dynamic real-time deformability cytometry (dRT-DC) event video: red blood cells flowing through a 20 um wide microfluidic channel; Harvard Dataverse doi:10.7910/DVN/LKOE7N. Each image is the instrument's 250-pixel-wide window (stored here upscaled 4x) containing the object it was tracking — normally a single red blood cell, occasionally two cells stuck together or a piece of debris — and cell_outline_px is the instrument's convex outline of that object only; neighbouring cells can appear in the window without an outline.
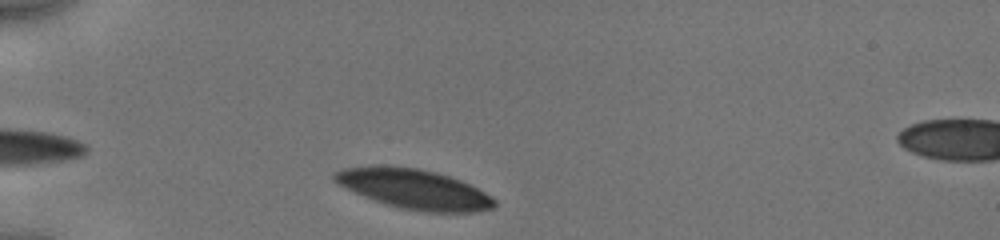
{"species": "human", "species_latin": "Homo sapiens", "temperature_condition": "cold", "stored_images_in_passage": 49, "camera_frame_rate_fps": 3000, "um_per_image_px": 0.085, "donor": {"sex": "male"}, "frame": {"image": 1, "passage_image": 1, "time_ms": 0.0, "image_size_px": [1000, 240], "cell_outline_px": [[496, 204], [492, 208], [476, 212], [424, 212], [400, 208], [384, 204], [364, 196], [336, 184], [332, 180], [332, 172], [344, 168], [376, 164], [416, 168], [436, 172], [460, 180], [484, 192], [496, 200]], "centroid_in_image_um": [35.12, 16.06], "position_along_channel_um": 49.9, "area_um2": 37.28}}
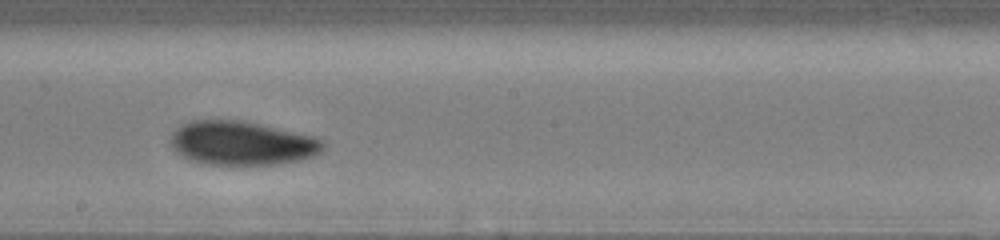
{"frame": {"image": 2, "passage_image": 25, "time_ms": 5.333, "image_size_px": [1000, 240], "cell_outline_px": [[328, 144], [320, 152], [312, 156], [300, 160], [280, 164], [204, 164], [188, 160], [176, 152], [172, 148], [168, 140], [172, 132], [176, 128], [192, 120], [244, 120], [312, 136], [324, 140]], "centroid_in_image_um": [20.53, 12.17], "position_along_channel_um": 227.7, "area_um2": 39.3}}
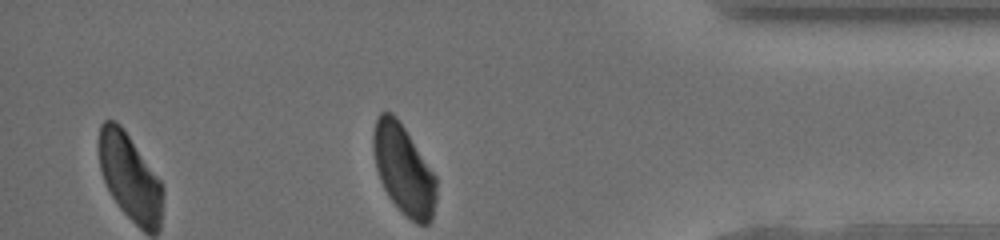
{"frame": {"image": 3, "passage_image": 48, "time_ms": 10.333, "image_size_px": [1000, 240], "cell_outline_px": [[436, 200], [432, 220], [428, 224], [416, 224], [404, 216], [388, 196], [380, 180], [376, 168], [372, 148], [372, 136], [376, 120], [380, 112], [392, 112], [396, 116], [436, 176]], "centroid_in_image_um": [34.3, 14.45], "position_along_channel_um": 400.9, "area_um2": 33.0}, "authors_computed_cell_mechanics": {"area_um2": 38.9572, "velocity_mm_per_s": 3.9138, "shape_relaxation_time_tau1_ms": 3.33, "shape_relaxation_time_tau2_ms": 2.6956, "deformation_change_tau1": 0.1166, "deformation_change_tau2": 0.0686}}